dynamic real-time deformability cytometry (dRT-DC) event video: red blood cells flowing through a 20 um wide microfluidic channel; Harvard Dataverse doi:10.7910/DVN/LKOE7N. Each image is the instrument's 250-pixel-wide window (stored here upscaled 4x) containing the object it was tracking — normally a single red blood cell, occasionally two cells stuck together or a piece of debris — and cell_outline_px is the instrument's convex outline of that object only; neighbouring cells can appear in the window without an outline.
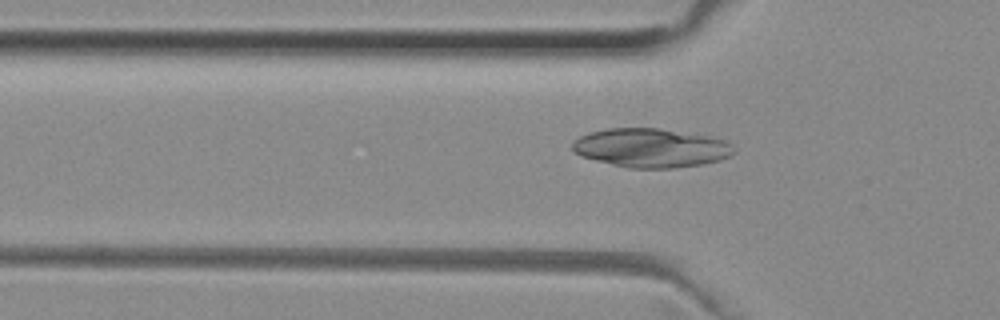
{"species": "common noctule bat (a hibernating species)", "species_latin": "Nyctalus noctula", "temperature_condition": "room temperature", "stored_images_in_passage": 51, "camera_frame_rate_fps": 3000, "um_per_image_px": 0.085, "animal": {"sex": "female", "body_mass_g": 29.2, "forearm_length_mm": 56.3}, "frame": {"image": 1, "passage_image": 16, "time_ms": 5.0, "image_size_px": [1000, 320], "cell_outline_px": [[736, 152], [732, 156], [720, 160], [704, 164], [672, 168], [628, 168], [580, 156], [572, 152], [572, 144], [580, 136], [588, 132], [608, 128], [660, 128], [708, 136], [728, 140], [732, 144]], "centroid_in_image_um": [55.37, 12.57], "position_along_channel_um": 70.4, "area_um2": 36.93}}
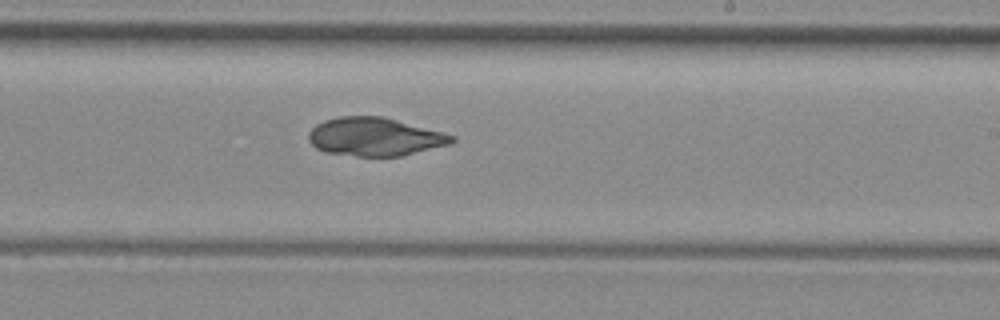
{"frame": {"image": 2, "passage_image": 30, "time_ms": 9.667, "image_size_px": [1000, 320], "cell_outline_px": [[456, 140], [452, 144], [400, 156], [356, 156], [328, 152], [316, 148], [308, 140], [308, 132], [316, 124], [324, 120], [340, 116], [384, 116], [456, 136]], "centroid_in_image_um": [31.87, 11.62], "position_along_channel_um": 257.1, "area_um2": 32.02}}
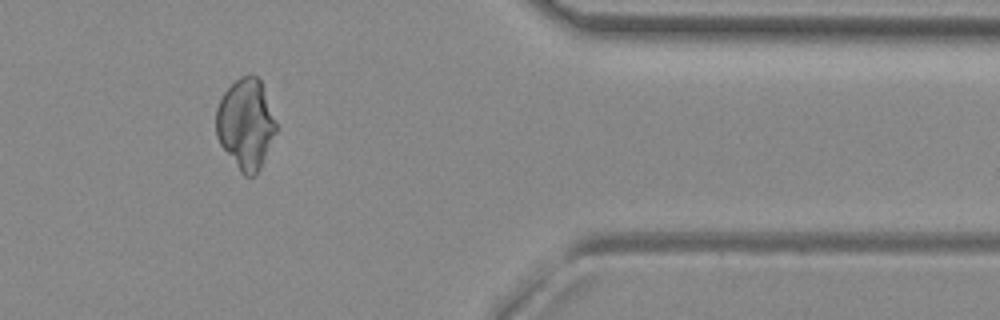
{"frame": {"image": 3, "passage_image": 42, "time_ms": 13.667, "image_size_px": [1000, 320], "cell_outline_px": [[276, 132], [260, 168], [256, 176], [244, 176], [240, 172], [220, 144], [216, 136], [216, 108], [224, 92], [240, 76], [256, 76], [260, 80], [276, 120]], "centroid_in_image_um": [20.88, 10.56], "position_along_channel_um": 390.5, "area_um2": 31.39}}